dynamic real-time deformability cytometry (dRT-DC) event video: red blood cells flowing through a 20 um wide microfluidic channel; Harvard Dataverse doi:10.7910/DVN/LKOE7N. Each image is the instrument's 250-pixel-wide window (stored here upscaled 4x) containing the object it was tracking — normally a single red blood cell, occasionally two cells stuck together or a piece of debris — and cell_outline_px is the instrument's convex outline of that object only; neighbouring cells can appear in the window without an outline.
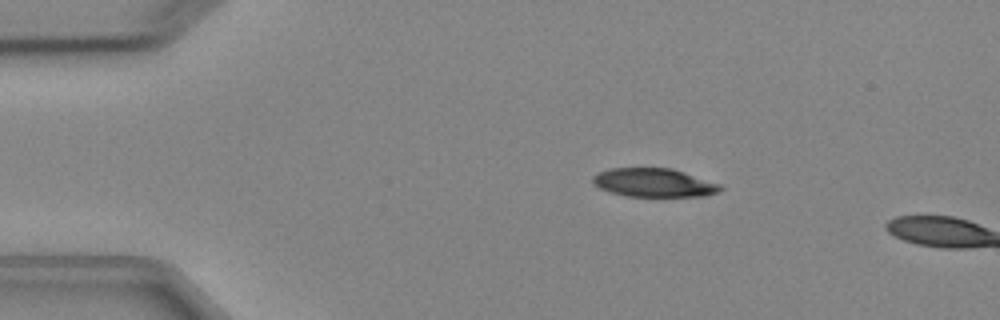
{"species": "Egyptian fruit bat (a non-hibernating species)", "species_latin": "Rousettus aegyptiacus", "temperature_condition": "cold", "stored_images_in_passage": 2, "camera_frame_rate_fps": 3000, "um_per_image_px": 0.085, "animal": {"sex": "female"}, "frame": {"image": 1, "passage_image": 1, "time_ms": 0.0, "image_size_px": [1000, 320], "cell_outline_px": [[724, 188], [720, 192], [704, 196], [628, 196], [608, 192], [600, 188], [592, 180], [592, 176], [600, 172], [612, 168], [672, 168], [720, 184]], "centroid_in_image_um": [55.61, 15.53], "position_along_channel_um": 29.4, "area_um2": 21.15}}